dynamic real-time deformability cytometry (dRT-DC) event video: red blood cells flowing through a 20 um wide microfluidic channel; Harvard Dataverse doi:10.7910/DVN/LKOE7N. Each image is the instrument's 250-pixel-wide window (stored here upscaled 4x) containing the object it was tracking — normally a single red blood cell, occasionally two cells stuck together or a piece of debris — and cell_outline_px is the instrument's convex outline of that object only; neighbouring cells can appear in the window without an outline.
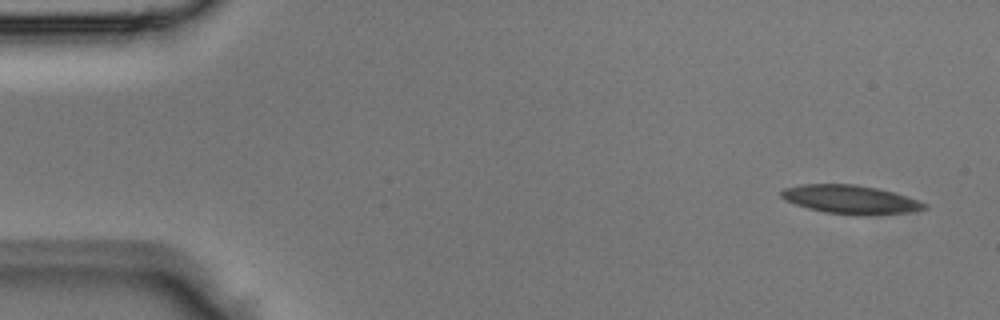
{"species": "Egyptian fruit bat (a non-hibernating species)", "species_latin": "Rousettus aegyptiacus", "temperature_condition": "room temperature", "stored_images_in_passage": 3, "camera_frame_rate_fps": 3000, "um_per_image_px": 0.085, "animal": {"sex": "male"}, "frame": {"image": 1, "passage_image": 1, "time_ms": 0.0, "image_size_px": [1000, 320], "cell_outline_px": [[928, 208], [912, 212], [868, 216], [856, 216], [824, 212], [808, 208], [784, 200], [780, 196], [780, 192], [784, 188], [800, 184], [856, 184], [876, 188], [892, 192], [920, 200], [928, 204]], "centroid_in_image_um": [72.32, 16.97], "position_along_channel_um": 12.7, "area_um2": 24.28}}